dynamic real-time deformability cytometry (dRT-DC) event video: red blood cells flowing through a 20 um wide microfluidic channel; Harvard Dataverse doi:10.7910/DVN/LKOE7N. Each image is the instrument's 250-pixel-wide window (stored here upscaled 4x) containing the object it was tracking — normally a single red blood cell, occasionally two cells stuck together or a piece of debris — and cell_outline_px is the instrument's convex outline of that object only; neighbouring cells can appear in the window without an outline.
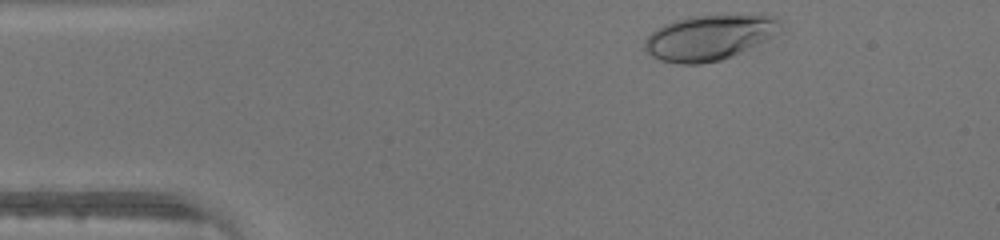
{"species": "human", "species_latin": "Homo sapiens", "temperature_condition": "warm", "stored_images_in_passage": 31, "camera_frame_rate_fps": 3000, "um_per_image_px": 0.085, "donor": {"sex": "male"}, "frame": {"image": 1, "passage_image": 1, "time_ms": 0.0, "image_size_px": [1000, 240], "cell_outline_px": [[780, 32], [732, 56], [720, 60], [700, 64], [680, 64], [660, 60], [652, 56], [644, 48], [644, 40], [656, 28], [664, 24], [676, 20], [692, 16], [764, 12], [768, 12], [776, 16]], "centroid_in_image_um": [60.32, 3.14], "position_along_channel_um": 24.7, "area_um2": 36.24}}
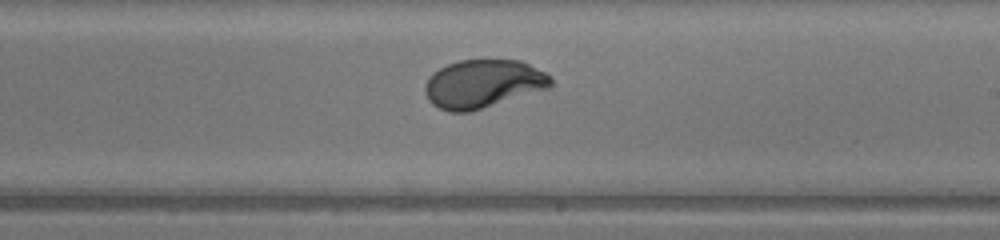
{"frame": {"image": 2, "passage_image": 21, "time_ms": 6.667, "image_size_px": [1000, 240], "cell_outline_px": [[552, 84], [548, 88], [468, 112], [448, 112], [432, 104], [428, 100], [424, 92], [424, 84], [432, 72], [448, 64], [460, 60], [520, 60], [544, 72], [552, 80]], "centroid_in_image_um": [41.0, 7.12], "position_along_channel_um": 248.0, "area_um2": 35.08}}
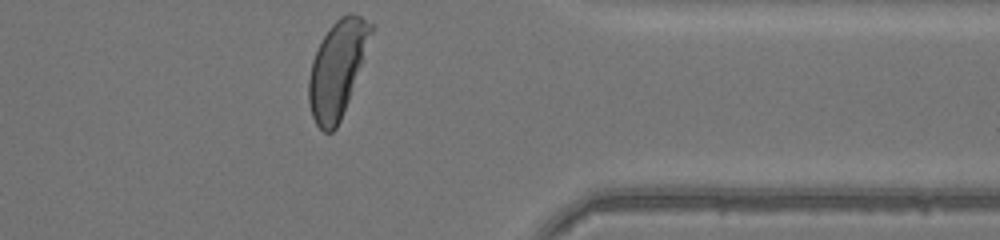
{"frame": {"image": 3, "passage_image": 31, "time_ms": 10.0, "image_size_px": [1000, 240], "cell_outline_px": [[376, 28], [348, 100], [340, 120], [336, 128], [332, 132], [324, 132], [316, 124], [312, 116], [308, 100], [308, 80], [312, 60], [324, 36], [332, 24], [340, 16], [348, 12], [352, 12], [360, 16], [372, 24]], "centroid_in_image_um": [28.69, 5.82], "position_along_channel_um": 382.7, "area_um2": 34.74}}